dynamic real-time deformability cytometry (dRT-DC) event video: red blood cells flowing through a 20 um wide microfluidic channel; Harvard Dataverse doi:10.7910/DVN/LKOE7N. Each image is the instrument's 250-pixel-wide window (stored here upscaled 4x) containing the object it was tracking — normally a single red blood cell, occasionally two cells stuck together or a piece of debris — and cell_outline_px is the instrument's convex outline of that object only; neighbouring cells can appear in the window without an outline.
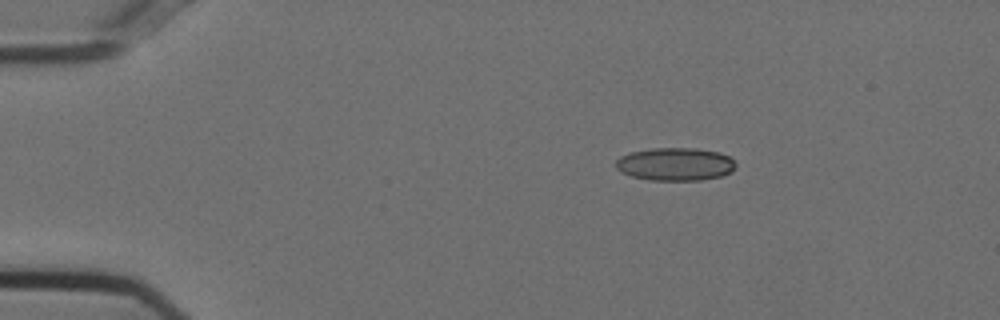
{"species": "Egyptian fruit bat (a non-hibernating species)", "species_latin": "Rousettus aegyptiacus", "temperature_condition": "cold", "stored_images_in_passage": 46, "camera_frame_rate_fps": 3000, "um_per_image_px": 0.085, "animal": {"sex": "female"}, "frame": {"image": 1, "passage_image": 1, "time_ms": 0.0, "image_size_px": [1000, 320], "cell_outline_px": [[736, 168], [732, 172], [720, 176], [700, 180], [648, 180], [632, 176], [616, 168], [616, 160], [620, 156], [632, 152], [652, 148], [696, 148], [720, 152], [728, 156], [736, 164]], "centroid_in_image_um": [57.42, 13.95], "position_along_channel_um": 27.6, "area_um2": 23.0}}
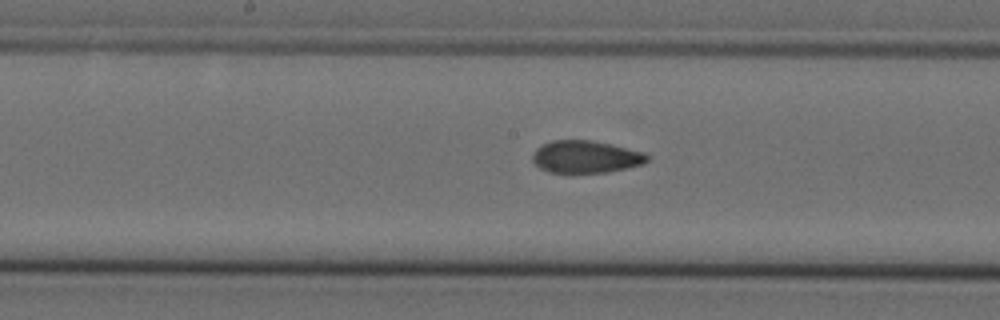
{"frame": {"image": 2, "passage_image": 20, "time_ms": 6.333, "image_size_px": [1000, 320], "cell_outline_px": [[648, 160], [644, 164], [628, 168], [608, 172], [572, 176], [548, 172], [540, 168], [532, 160], [532, 156], [536, 148], [552, 140], [592, 140], [612, 144], [644, 152], [648, 156]], "centroid_in_image_um": [49.77, 13.38], "position_along_channel_um": 198.4, "area_um2": 22.48}}
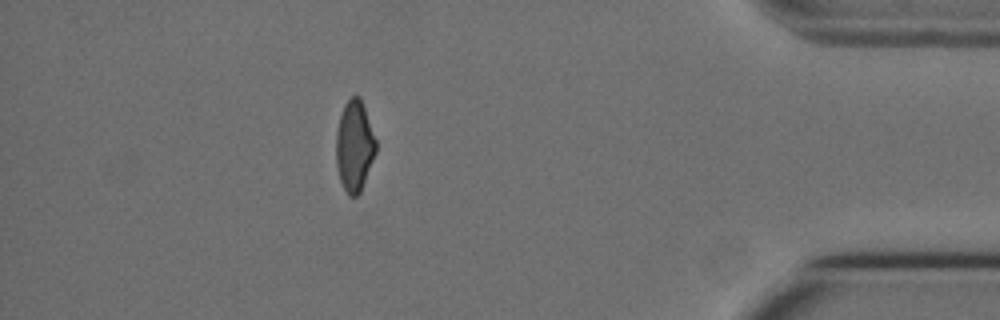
{"frame": {"image": 3, "passage_image": 40, "time_ms": 13.0, "image_size_px": [1000, 320], "cell_outline_px": [[376, 152], [360, 192], [356, 196], [348, 196], [340, 180], [336, 164], [336, 132], [340, 116], [344, 104], [352, 96], [360, 96], [376, 140]], "centroid_in_image_um": [30.12, 12.41], "position_along_channel_um": 405.1, "area_um2": 20.92}, "authors_computed_cell_mechanics": {"area_um2": 22.3686, "velocity_mm_per_s": 3.7463, "shape_relaxation_time_tau1_ms": null, "shape_relaxation_time_tau2_ms": 2.0336, "deformation_change_tau1": null, "deformation_change_tau2": 0.0802}}